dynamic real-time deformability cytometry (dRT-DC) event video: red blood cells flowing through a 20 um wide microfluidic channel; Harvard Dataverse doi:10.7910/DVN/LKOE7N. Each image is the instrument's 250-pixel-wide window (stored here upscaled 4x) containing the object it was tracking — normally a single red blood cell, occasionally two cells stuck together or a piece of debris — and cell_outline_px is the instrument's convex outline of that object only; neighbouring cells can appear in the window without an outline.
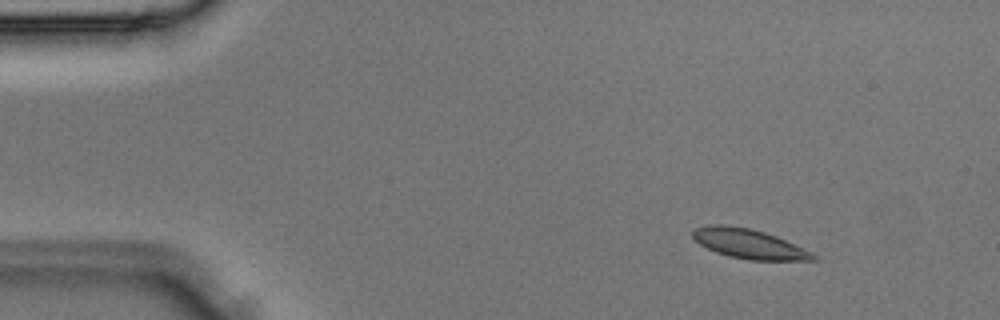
{"species": "Egyptian fruit bat (a non-hibernating species)", "species_latin": "Rousettus aegyptiacus", "temperature_condition": "room temperature", "stored_images_in_passage": 4, "camera_frame_rate_fps": 3000, "um_per_image_px": 0.085, "animal": {"sex": "male"}, "frame": {"image": 1, "passage_image": 2, "time_ms": 0.333, "image_size_px": [1000, 320], "cell_outline_px": [[820, 260], [748, 260], [728, 256], [716, 252], [700, 244], [692, 236], [692, 228], [708, 224], [724, 224], [748, 228], [764, 232], [776, 236], [812, 252], [820, 256]], "centroid_in_image_um": [63.66, 20.72], "position_along_channel_um": 21.3, "area_um2": 20.87}}